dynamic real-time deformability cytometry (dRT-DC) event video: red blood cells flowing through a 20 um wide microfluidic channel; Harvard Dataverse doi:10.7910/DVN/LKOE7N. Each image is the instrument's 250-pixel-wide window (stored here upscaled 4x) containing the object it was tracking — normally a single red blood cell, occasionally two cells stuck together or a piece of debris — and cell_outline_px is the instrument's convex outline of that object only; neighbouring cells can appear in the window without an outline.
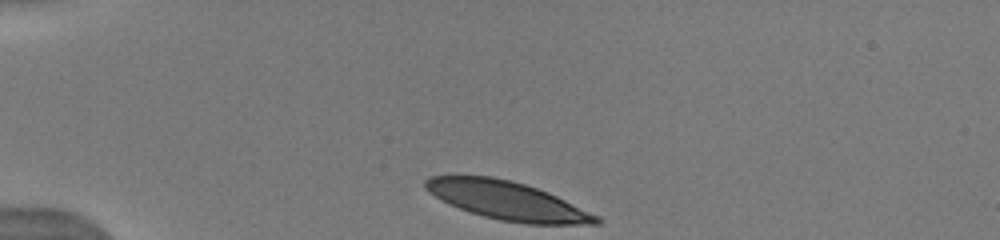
{"species": "human", "species_latin": "Homo sapiens", "temperature_condition": "warm", "stored_images_in_passage": 53, "camera_frame_rate_fps": 3000, "um_per_image_px": 0.085, "donor": {"sex": "male"}, "frame": {"image": 1, "passage_image": 1, "time_ms": 0.0, "image_size_px": [1000, 240], "cell_outline_px": [[604, 220], [600, 224], [524, 224], [500, 220], [484, 216], [448, 204], [440, 200], [424, 188], [424, 180], [428, 176], [492, 176], [512, 180], [548, 192], [600, 216]], "centroid_in_image_um": [43.14, 17.05], "position_along_channel_um": 41.9, "area_um2": 38.26}}
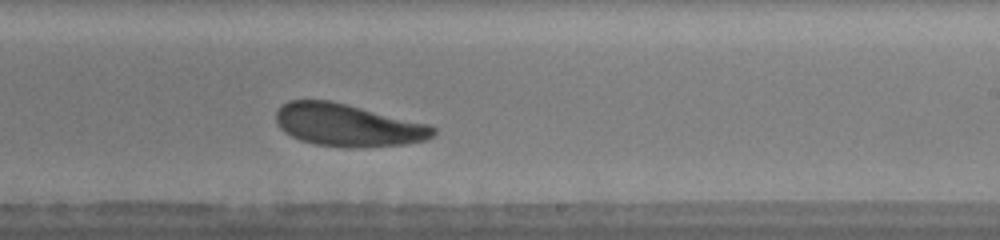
{"frame": {"image": 2, "passage_image": 30, "time_ms": 6.667, "image_size_px": [1000, 240], "cell_outline_px": [[436, 132], [428, 140], [404, 144], [352, 148], [348, 148], [316, 144], [300, 140], [284, 132], [280, 128], [276, 120], [276, 112], [280, 104], [288, 100], [328, 100], [428, 124], [436, 128]], "centroid_in_image_um": [29.53, 10.64], "position_along_channel_um": 259.5, "area_um2": 38.73}}
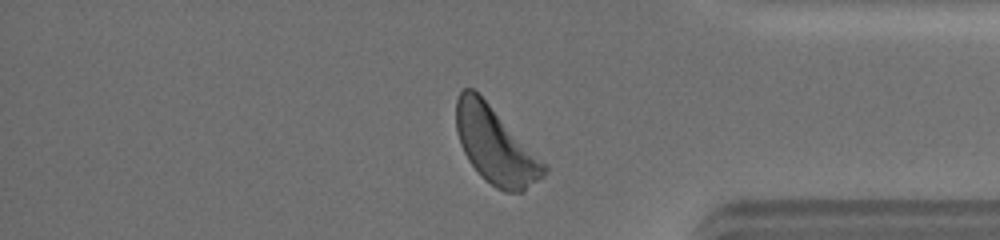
{"frame": {"image": 3, "passage_image": 46, "time_ms": 10.333, "image_size_px": [1000, 240], "cell_outline_px": [[548, 172], [544, 176], [524, 192], [504, 192], [496, 188], [484, 180], [480, 176], [468, 160], [460, 144], [456, 128], [456, 100], [460, 92], [464, 88], [472, 88], [548, 164]], "centroid_in_image_um": [42.14, 12.43], "position_along_channel_um": 393.1, "area_um2": 39.07}, "authors_computed_cell_mechanics": {"area_um2": 39.3618, "velocity_mm_per_s": 3.9625, "shape_relaxation_time_tau1_ms": 2.0994, "shape_relaxation_time_tau2_ms": 2.5865, "deformation_change_tau1": 0.1355, "deformation_change_tau2": 0.1155}}